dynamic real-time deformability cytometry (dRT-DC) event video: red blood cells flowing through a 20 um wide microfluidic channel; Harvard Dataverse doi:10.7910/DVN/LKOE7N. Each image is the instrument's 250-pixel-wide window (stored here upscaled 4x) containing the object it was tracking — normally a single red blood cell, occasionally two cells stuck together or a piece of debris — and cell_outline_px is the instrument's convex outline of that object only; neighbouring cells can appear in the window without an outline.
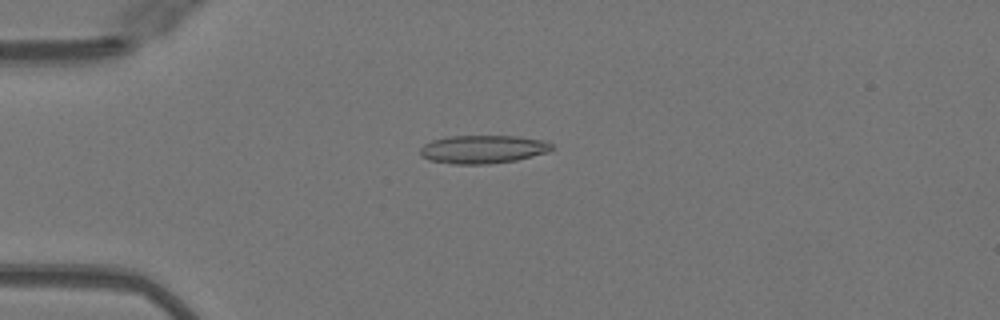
{"species": "Egyptian fruit bat (a non-hibernating species)", "species_latin": "Rousettus aegyptiacus", "temperature_condition": "warm", "stored_images_in_passage": 46, "camera_frame_rate_fps": 3000, "um_per_image_px": 0.085, "animal": {"sex": "female"}, "frame": {"image": 1, "passage_image": 8, "time_ms": 2.333, "image_size_px": [1000, 320], "cell_outline_px": [[552, 148], [548, 152], [516, 160], [488, 164], [452, 164], [428, 160], [420, 156], [420, 148], [424, 144], [432, 140], [448, 136], [520, 136], [544, 140], [552, 144]], "centroid_in_image_um": [41.02, 12.69], "position_along_channel_um": 44.0, "area_um2": 21.79}}
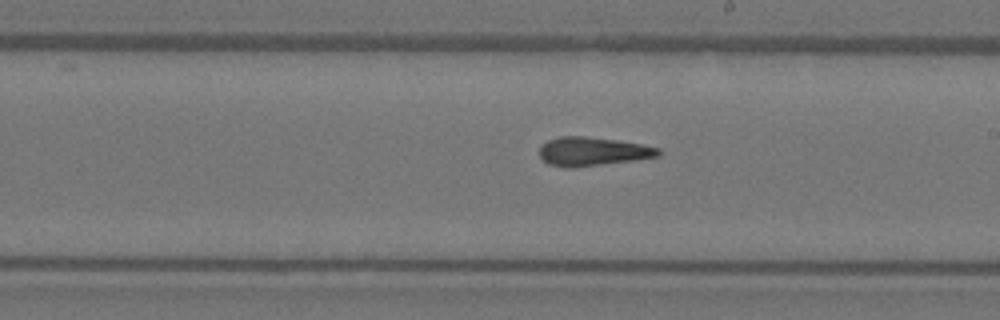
{"frame": {"image": 2, "passage_image": 24, "time_ms": 7.667, "image_size_px": [1000, 320], "cell_outline_px": [[660, 156], [632, 160], [572, 168], [568, 168], [548, 164], [540, 156], [540, 144], [548, 140], [560, 136], [584, 136], [616, 140], [644, 144], [660, 148]], "centroid_in_image_um": [50.36, 12.87], "position_along_channel_um": 238.6, "area_um2": 19.88}}
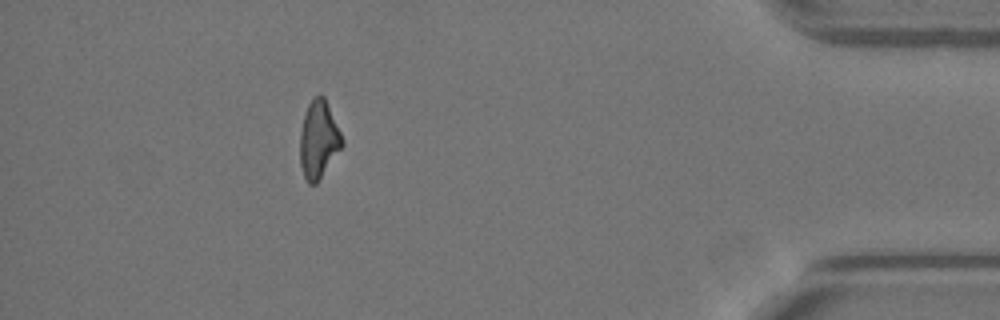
{"frame": {"image": 3, "passage_image": 40, "time_ms": 13.0, "image_size_px": [1000, 320], "cell_outline_px": [[344, 144], [316, 184], [308, 184], [304, 176], [300, 164], [300, 132], [304, 116], [308, 104], [320, 92], [324, 96], [344, 140]], "centroid_in_image_um": [27.08, 11.87], "position_along_channel_um": 408.1, "area_um2": 18.9}, "authors_computed_cell_mechanics": {"area_um2": 19.8832, "velocity_mm_per_s": 4.1025, "shape_relaxation_time_tau1_ms": null, "shape_relaxation_time_tau2_ms": 2.5951, "deformation_change_tau1": null, "deformation_change_tau2": 0.1309}}